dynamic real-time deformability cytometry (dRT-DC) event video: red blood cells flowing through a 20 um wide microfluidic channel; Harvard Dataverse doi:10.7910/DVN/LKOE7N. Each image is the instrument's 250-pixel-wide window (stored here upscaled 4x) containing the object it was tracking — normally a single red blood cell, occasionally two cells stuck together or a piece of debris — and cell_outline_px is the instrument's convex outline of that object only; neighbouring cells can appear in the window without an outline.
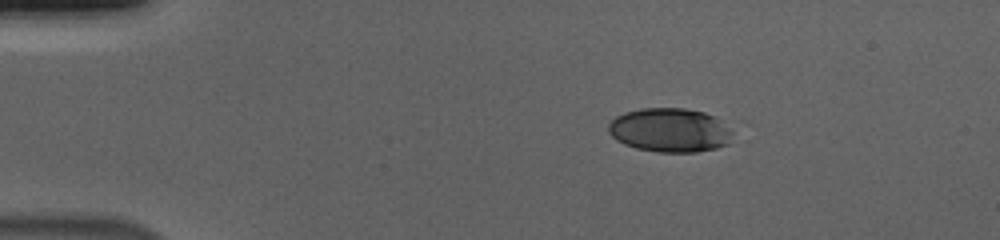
{"species": "human", "species_latin": "Homo sapiens", "temperature_condition": "cold", "stored_images_in_passage": 47, "camera_frame_rate_fps": 3000, "um_per_image_px": 0.085, "donor": {"sex": "male"}, "frame": {"image": 1, "passage_image": 1, "time_ms": 0.0, "image_size_px": [1000, 240], "cell_outline_px": [[732, 132], [728, 144], [716, 148], [696, 152], [660, 152], [636, 148], [624, 144], [616, 140], [608, 132], [608, 124], [616, 116], [624, 112], [640, 108], [684, 108], [704, 112], [712, 116], [732, 128]], "centroid_in_image_um": [56.92, 11.06], "position_along_channel_um": 28.1, "area_um2": 31.91}}
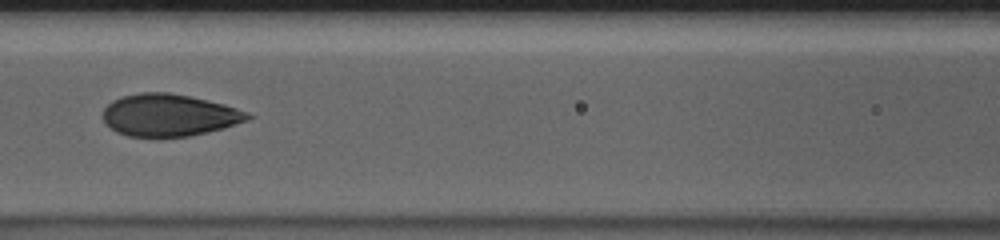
{"frame": {"image": 2, "passage_image": 17, "time_ms": 5.333, "image_size_px": [1000, 240], "cell_outline_px": [[256, 116], [248, 120], [224, 128], [208, 132], [188, 136], [128, 136], [116, 132], [104, 120], [104, 108], [112, 100], [124, 96], [140, 92], [168, 92], [188, 96], [224, 104], [248, 112]], "centroid_in_image_um": [14.41, 9.78], "position_along_channel_um": 152.2, "area_um2": 35.32}}
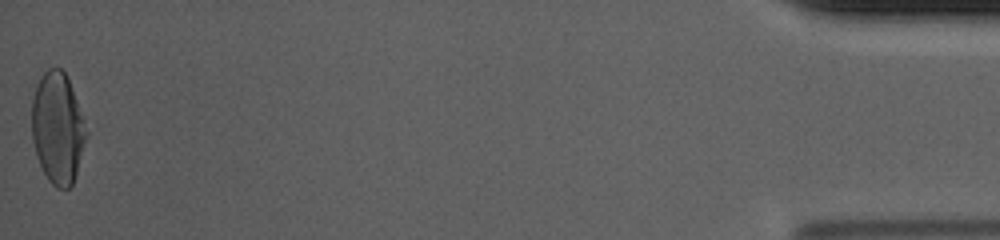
{"frame": {"image": 3, "passage_image": 47, "time_ms": 15.333, "image_size_px": [1000, 240], "cell_outline_px": [[88, 136], [72, 184], [68, 188], [56, 188], [48, 180], [36, 156], [32, 140], [32, 100], [36, 84], [40, 76], [48, 68], [60, 68], [64, 72], [68, 80], [84, 120], [88, 132]], "centroid_in_image_um": [4.89, 10.89], "position_along_channel_um": 430.3, "area_um2": 35.2}, "authors_computed_cell_mechanics": {"area_um2": 35.547, "velocity_mm_per_s": 3.7012, "shape_relaxation_time_tau1_ms": 4.6692, "shape_relaxation_time_tau2_ms": 0.7519, "deformation_change_tau1": 0.1988, "deformation_change_tau2": 0.0572}}